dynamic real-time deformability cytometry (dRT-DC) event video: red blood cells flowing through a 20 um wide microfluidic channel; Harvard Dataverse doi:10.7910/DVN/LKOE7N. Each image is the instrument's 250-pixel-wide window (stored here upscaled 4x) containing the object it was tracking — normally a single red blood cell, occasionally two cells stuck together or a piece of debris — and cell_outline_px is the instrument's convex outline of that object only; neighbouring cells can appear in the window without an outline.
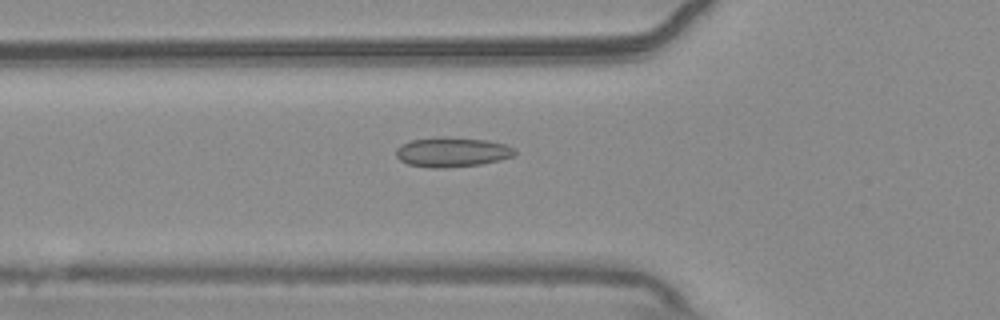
{"species": "common noctule bat (a hibernating species)", "species_latin": "Nyctalus noctula", "temperature_condition": "warm", "stored_images_in_passage": 54, "camera_frame_rate_fps": 3000, "um_per_image_px": 0.085, "animal": {"sex": "male", "body_mass_g": 20.4}, "frame": {"image": 1, "passage_image": 19, "time_ms": 6.0, "image_size_px": [1000, 320], "cell_outline_px": [[516, 156], [500, 160], [480, 164], [444, 168], [432, 168], [408, 164], [400, 160], [396, 156], [396, 148], [400, 144], [412, 140], [440, 136], [444, 136], [488, 140], [504, 144], [516, 148]], "centroid_in_image_um": [38.44, 12.92], "position_along_channel_um": 87.4, "area_um2": 20.81}}
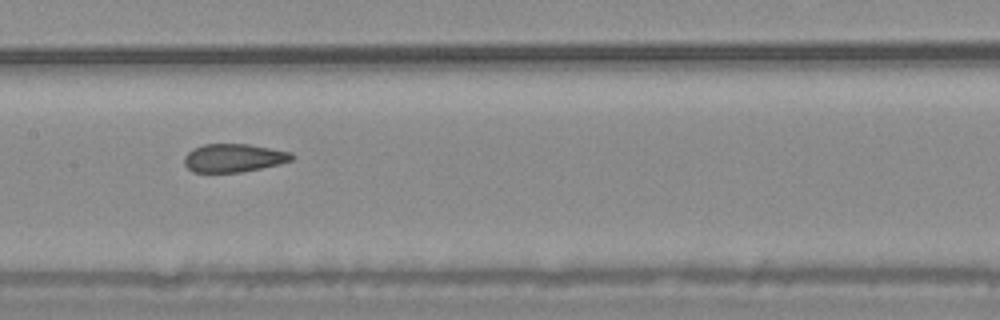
{"frame": {"image": 2, "passage_image": 27, "time_ms": 8.667, "image_size_px": [1000, 320], "cell_outline_px": [[296, 156], [292, 160], [280, 164], [244, 172], [192, 172], [184, 164], [184, 156], [192, 148], [204, 144], [248, 144], [292, 152]], "centroid_in_image_um": [19.88, 13.42], "position_along_channel_um": 187.5, "area_um2": 17.92}}
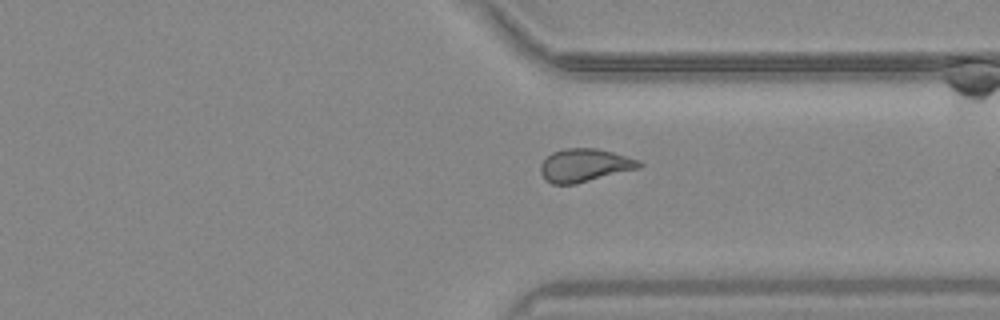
{"frame": {"image": 3, "passage_image": 41, "time_ms": 13.333, "image_size_px": [1000, 320], "cell_outline_px": [[644, 164], [640, 168], [576, 184], [552, 184], [544, 180], [540, 172], [540, 164], [552, 152], [564, 148], [596, 148], [612, 152], [640, 160]], "centroid_in_image_um": [49.69, 14.05], "position_along_channel_um": 361.7, "area_um2": 19.19}, "authors_computed_cell_mechanics": {"area_um2": 19.3052, "velocity_mm_per_s": 3.7347, "shape_relaxation_time_tau1_ms": null, "shape_relaxation_time_tau2_ms": 1.4408, "deformation_change_tau1": null, "deformation_change_tau2": 0.0744}}